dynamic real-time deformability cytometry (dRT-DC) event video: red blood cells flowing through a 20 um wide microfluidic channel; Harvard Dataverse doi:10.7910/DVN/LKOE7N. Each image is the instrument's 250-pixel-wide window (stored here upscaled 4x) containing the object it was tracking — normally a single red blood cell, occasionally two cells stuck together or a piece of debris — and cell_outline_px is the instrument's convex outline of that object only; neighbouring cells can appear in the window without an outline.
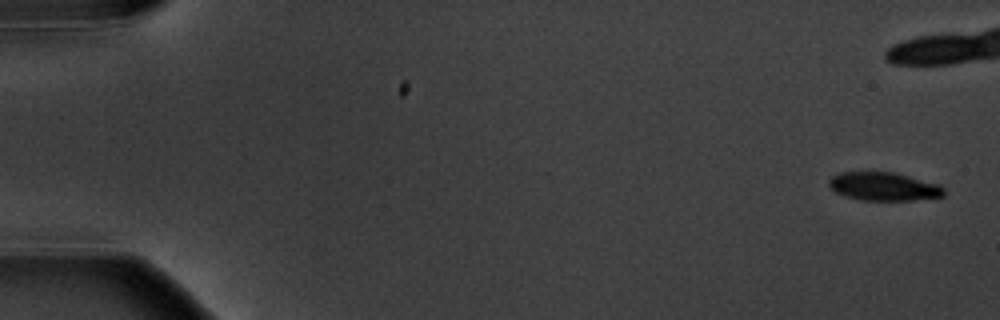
{"species": "common noctule bat (a hibernating species)", "species_latin": "Nyctalus noctula", "temperature_condition": "warm", "stored_images_in_passage": 8, "camera_frame_rate_fps": 3000, "um_per_image_px": 0.085, "animal": {"sex": "male", "body_mass_g": 20.1, "forearm_length_mm": 53.5}, "frame": {"image": 1, "passage_image": 1, "time_ms": 0.0, "image_size_px": [1000, 320], "cell_outline_px": [[944, 196], [912, 200], [860, 200], [836, 192], [828, 184], [828, 180], [832, 176], [840, 172], [892, 172], [940, 184], [944, 188]], "centroid_in_image_um": [75.12, 15.85], "position_along_channel_um": 9.9, "area_um2": 18.84}}
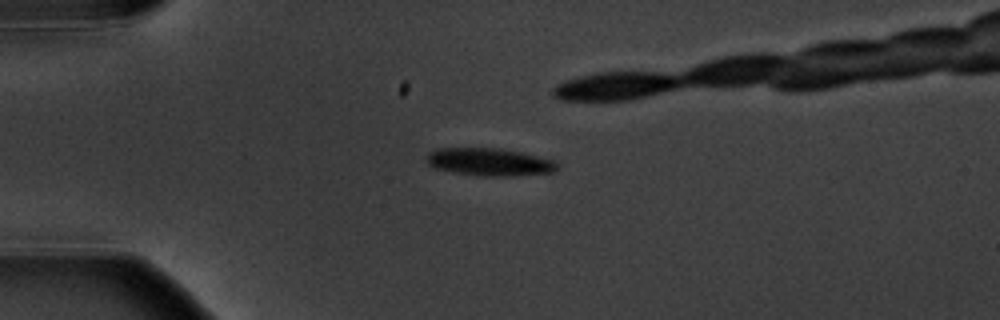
{"frame": {"image": 2, "passage_image": 4, "time_ms": 4.333, "image_size_px": [1000, 320], "cell_outline_px": [[560, 168], [556, 172], [512, 176], [480, 176], [456, 172], [436, 168], [428, 164], [428, 152], [440, 148], [500, 148], [520, 152], [552, 160]], "centroid_in_image_um": [41.63, 13.77], "position_along_channel_um": 43.4, "area_um2": 20.87}}